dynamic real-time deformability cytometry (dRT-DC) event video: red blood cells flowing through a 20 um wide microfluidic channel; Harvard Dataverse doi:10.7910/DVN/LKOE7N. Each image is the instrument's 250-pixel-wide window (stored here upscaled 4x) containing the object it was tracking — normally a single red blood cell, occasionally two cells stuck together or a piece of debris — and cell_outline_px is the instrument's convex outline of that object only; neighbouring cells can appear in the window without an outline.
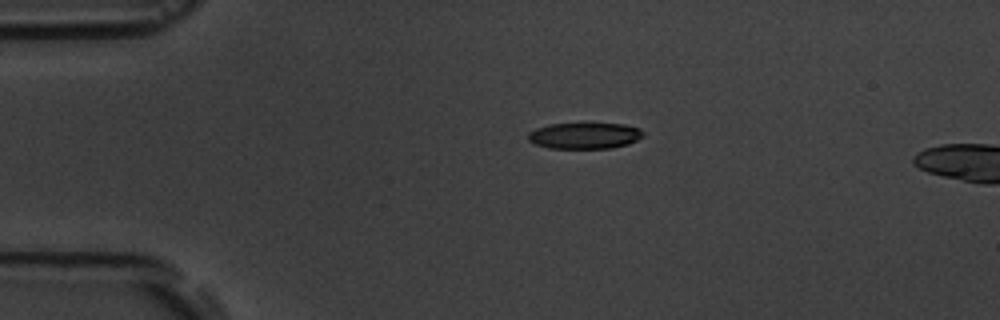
{"species": "common noctule bat (a hibernating species)", "species_latin": "Nyctalus noctula", "temperature_condition": "room temperature", "stored_images_in_passage": 2, "camera_frame_rate_fps": 3000, "um_per_image_px": 0.085, "animal": {"sex": "male", "body_mass_g": 19.5, "forearm_length_mm": 54.6}, "frame": {"image": 1, "passage_image": 1, "time_ms": 0.0, "image_size_px": [1000, 320], "cell_outline_px": [[644, 136], [628, 144], [612, 148], [548, 148], [536, 144], [528, 140], [528, 132], [536, 128], [548, 124], [624, 124], [640, 128], [644, 132]], "centroid_in_image_um": [49.7, 11.53], "position_along_channel_um": 35.3, "area_um2": 17.51}}